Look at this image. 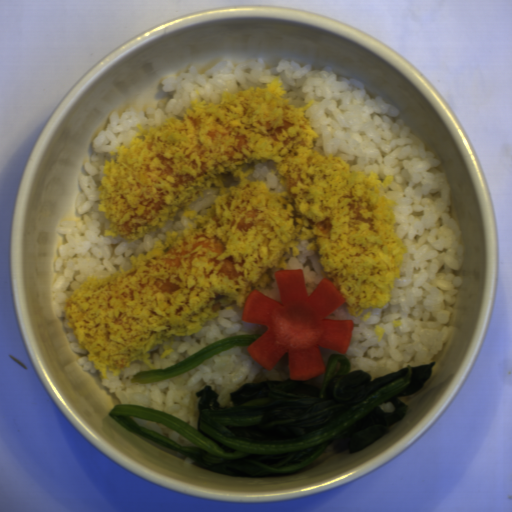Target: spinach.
Listing matches in <instances>:
<instances>
[{
    "label": "spinach",
    "instance_id": "cb11ae35",
    "mask_svg": "<svg viewBox=\"0 0 512 512\" xmlns=\"http://www.w3.org/2000/svg\"><path fill=\"white\" fill-rule=\"evenodd\" d=\"M324 365L320 386L290 377L245 382L229 393L231 406H221L206 384L195 394L196 427L150 406L116 404L109 415L205 469L283 476L311 465L330 446L353 453L390 432L409 409L399 397L420 390L436 360L374 379L364 370L350 372L345 353L332 354Z\"/></svg>",
    "mask_w": 512,
    "mask_h": 512
},
{
    "label": "spinach",
    "instance_id": "28cb9854",
    "mask_svg": "<svg viewBox=\"0 0 512 512\" xmlns=\"http://www.w3.org/2000/svg\"><path fill=\"white\" fill-rule=\"evenodd\" d=\"M263 334H241L233 335L218 341H215L194 354L184 358L171 367L163 369H147L139 371L130 378L132 383L149 384L151 381L170 378L178 374L187 372L204 361L237 346H250L256 339Z\"/></svg>",
    "mask_w": 512,
    "mask_h": 512
}]
</instances>
